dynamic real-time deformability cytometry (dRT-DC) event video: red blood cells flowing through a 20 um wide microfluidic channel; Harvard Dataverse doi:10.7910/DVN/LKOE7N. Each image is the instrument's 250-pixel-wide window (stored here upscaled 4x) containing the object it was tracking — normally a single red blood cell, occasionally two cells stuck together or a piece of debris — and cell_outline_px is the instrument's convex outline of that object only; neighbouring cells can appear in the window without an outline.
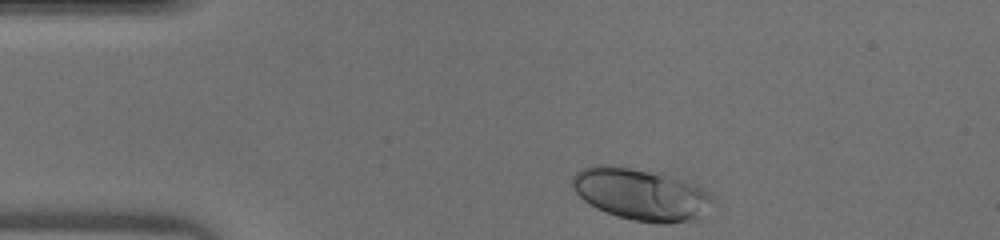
{"species": "human", "species_latin": "Homo sapiens", "temperature_condition": "warm", "stored_images_in_passage": 33, "camera_frame_rate_fps": 3000, "um_per_image_px": 0.085, "donor": {"sex": "male"}, "frame": {"image": 1, "passage_image": 1, "time_ms": 0.0, "image_size_px": [1000, 240], "cell_outline_px": [[716, 196], [700, 220], [668, 224], [660, 224], [632, 220], [616, 216], [596, 208], [584, 200], [576, 192], [572, 184], [572, 176], [576, 172], [592, 164], [608, 164], [660, 172], [696, 184]], "centroid_in_image_um": [54.53, 16.51], "position_along_channel_um": 30.5, "area_um2": 43.23}}
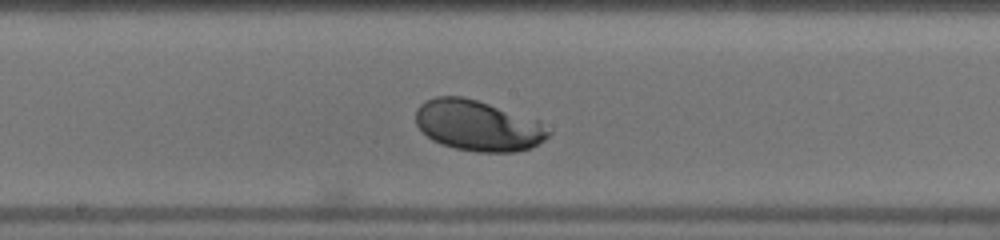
{"frame": {"image": 2, "passage_image": 17, "time_ms": 5.333, "image_size_px": [1000, 240], "cell_outline_px": [[552, 132], [544, 140], [532, 148], [516, 152], [476, 152], [456, 148], [440, 144], [432, 140], [416, 124], [416, 108], [420, 104], [436, 96], [464, 96], [540, 120]], "centroid_in_image_um": [40.65, 10.68], "position_along_channel_um": 207.5, "area_um2": 39.36}}
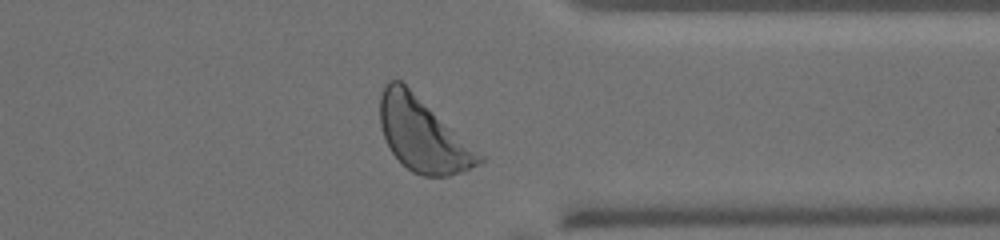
{"frame": {"image": 3, "passage_image": 29, "time_ms": 9.333, "image_size_px": [1000, 240], "cell_outline_px": [[484, 160], [480, 164], [460, 172], [448, 176], [424, 176], [412, 172], [392, 152], [384, 136], [380, 124], [380, 96], [384, 84], [388, 80], [400, 80], [484, 156]], "centroid_in_image_um": [35.92, 11.46], "position_along_channel_um": 375.5, "area_um2": 41.62}}